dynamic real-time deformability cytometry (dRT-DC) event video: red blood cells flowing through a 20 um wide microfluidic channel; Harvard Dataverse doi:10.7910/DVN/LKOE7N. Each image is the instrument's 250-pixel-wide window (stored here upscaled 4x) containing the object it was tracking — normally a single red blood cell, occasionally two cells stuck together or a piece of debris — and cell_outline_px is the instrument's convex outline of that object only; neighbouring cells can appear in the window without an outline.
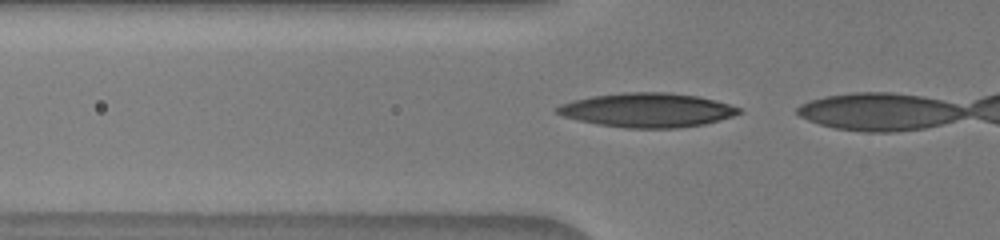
{"species": "human", "species_latin": "Homo sapiens", "temperature_condition": "warm", "stored_images_in_passage": 13, "camera_frame_rate_fps": 3000, "um_per_image_px": 0.085, "donor": {"sex": "male"}, "frame": {"image": 1, "passage_image": 12, "time_ms": 3.667, "image_size_px": [1000, 240], "cell_outline_px": [[744, 112], [720, 120], [704, 124], [680, 128], [624, 128], [596, 124], [564, 116], [556, 112], [556, 108], [560, 104], [572, 100], [592, 96], [628, 92], [668, 92], [696, 96], [716, 100], [740, 108]], "centroid_in_image_um": [55.04, 9.36], "position_along_channel_um": 70.8, "area_um2": 36.18}}